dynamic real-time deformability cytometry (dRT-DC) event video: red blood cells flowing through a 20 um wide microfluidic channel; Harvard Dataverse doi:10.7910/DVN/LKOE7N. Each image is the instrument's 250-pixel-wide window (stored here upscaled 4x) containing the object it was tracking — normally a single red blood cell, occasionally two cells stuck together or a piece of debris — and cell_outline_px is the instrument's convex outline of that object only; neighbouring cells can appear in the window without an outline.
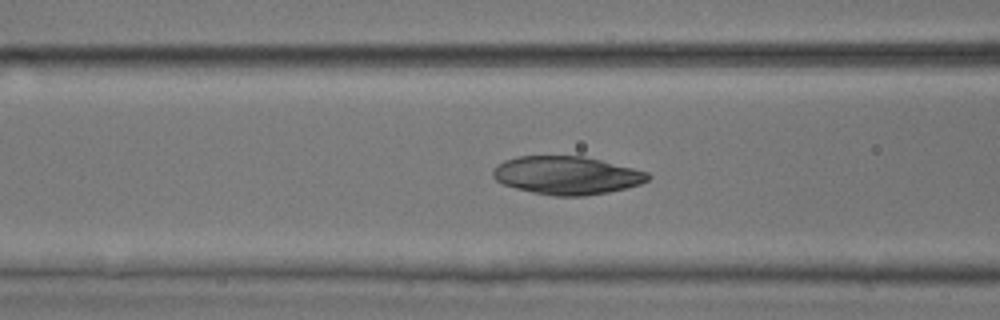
{"species": "common noctule bat (a hibernating species)", "species_latin": "Nyctalus noctula", "temperature_condition": "room temperature", "stored_images_in_passage": 48, "camera_frame_rate_fps": 3000, "um_per_image_px": 0.085, "animal": {"sex": "male", "body_mass_g": 17.9, "forearm_length_mm": 54.2}, "frame": {"image": 1, "passage_image": 17, "time_ms": 5.333, "image_size_px": [1000, 320], "cell_outline_px": [[652, 176], [648, 180], [640, 184], [608, 192], [584, 196], [552, 196], [532, 192], [516, 188], [504, 184], [496, 180], [492, 176], [492, 172], [504, 160], [516, 156], [584, 156], [648, 172]], "centroid_in_image_um": [48.17, 14.9], "position_along_channel_um": 118.4, "area_um2": 34.28}}
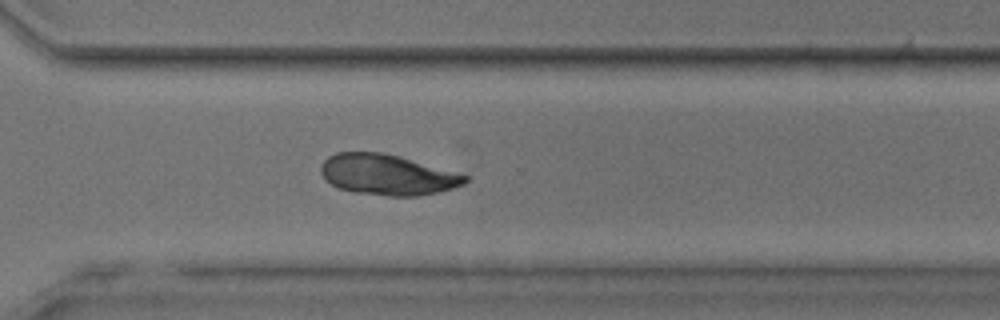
{"frame": {"image": 2, "passage_image": 34, "time_ms": 11.0, "image_size_px": [1000, 320], "cell_outline_px": [[472, 176], [464, 184], [440, 192], [420, 196], [388, 196], [356, 192], [336, 188], [324, 180], [320, 172], [320, 168], [324, 160], [328, 156], [336, 152], [380, 152], [400, 156]], "centroid_in_image_um": [32.93, 14.85], "position_along_channel_um": 337.7, "area_um2": 34.56}}
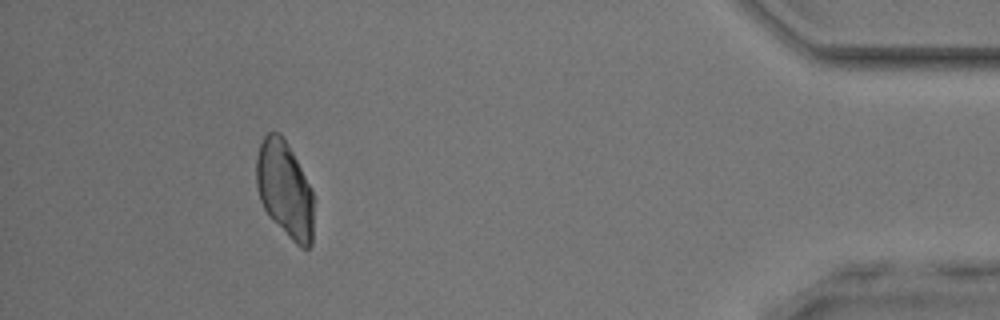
{"frame": {"image": 3, "passage_image": 44, "time_ms": 14.333, "image_size_px": [1000, 320], "cell_outline_px": [[312, 244], [308, 248], [300, 248], [272, 220], [264, 208], [260, 200], [256, 184], [256, 156], [260, 144], [264, 136], [268, 132], [280, 132], [284, 136], [312, 188]], "centroid_in_image_um": [24.19, 16.06], "position_along_channel_um": 411.0, "area_um2": 32.25}}